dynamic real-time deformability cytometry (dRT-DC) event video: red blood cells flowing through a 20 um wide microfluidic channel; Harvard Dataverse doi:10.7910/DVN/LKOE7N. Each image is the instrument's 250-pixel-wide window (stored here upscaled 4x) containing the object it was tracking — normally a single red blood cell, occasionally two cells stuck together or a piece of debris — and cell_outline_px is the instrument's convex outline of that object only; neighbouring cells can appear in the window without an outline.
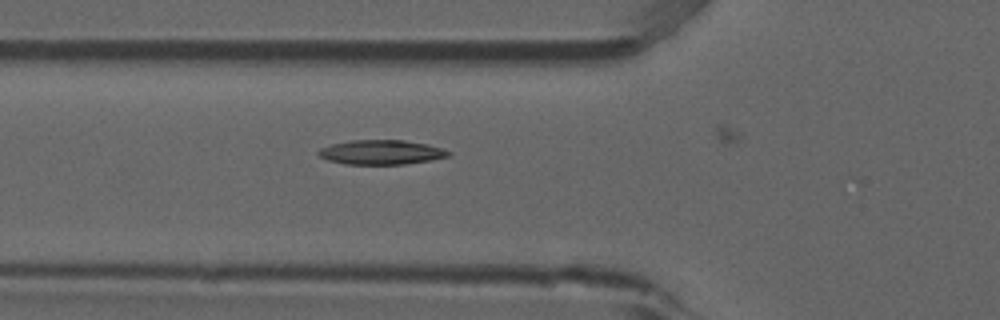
{"species": "common noctule bat (a hibernating species)", "species_latin": "Nyctalus noctula", "temperature_condition": "room temperature", "stored_images_in_passage": 16, "camera_frame_rate_fps": 3000, "um_per_image_px": 0.085, "animal": {"sex": "male", "forearm_length_mm": 52.5}, "frame": {"image": 1, "passage_image": 12, "time_ms": 3.667, "image_size_px": [1000, 320], "cell_outline_px": [[452, 156], [432, 160], [404, 164], [344, 164], [328, 160], [320, 156], [316, 152], [320, 148], [332, 144], [352, 140], [404, 140], [428, 144], [452, 152]], "centroid_in_image_um": [32.43, 12.94], "position_along_channel_um": 93.4, "area_um2": 18.61}}